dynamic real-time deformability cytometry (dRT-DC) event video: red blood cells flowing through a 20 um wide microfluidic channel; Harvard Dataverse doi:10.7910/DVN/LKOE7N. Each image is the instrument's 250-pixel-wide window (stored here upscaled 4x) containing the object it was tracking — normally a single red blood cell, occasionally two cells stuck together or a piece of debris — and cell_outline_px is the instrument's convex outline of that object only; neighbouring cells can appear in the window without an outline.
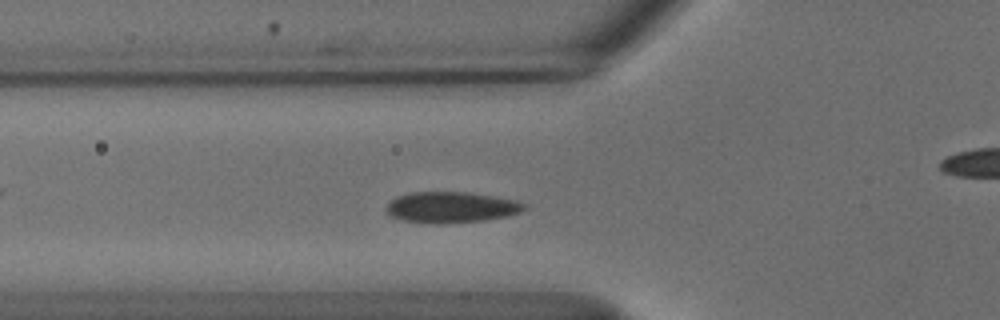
{"species": "common noctule bat (a hibernating species)", "species_latin": "Nyctalus noctula", "temperature_condition": "cold", "stored_images_in_passage": 48, "camera_frame_rate_fps": 3000, "um_per_image_px": 0.085, "animal": {"sex": "male", "body_mass_g": 18.8}, "frame": {"image": 1, "passage_image": 12, "time_ms": 3.667, "image_size_px": [1000, 320], "cell_outline_px": [[524, 208], [520, 212], [508, 216], [484, 220], [440, 224], [436, 224], [404, 220], [392, 216], [384, 208], [396, 196], [408, 192], [468, 192], [516, 200], [524, 204]], "centroid_in_image_um": [38.32, 17.61], "position_along_channel_um": 87.5, "area_um2": 24.74}}
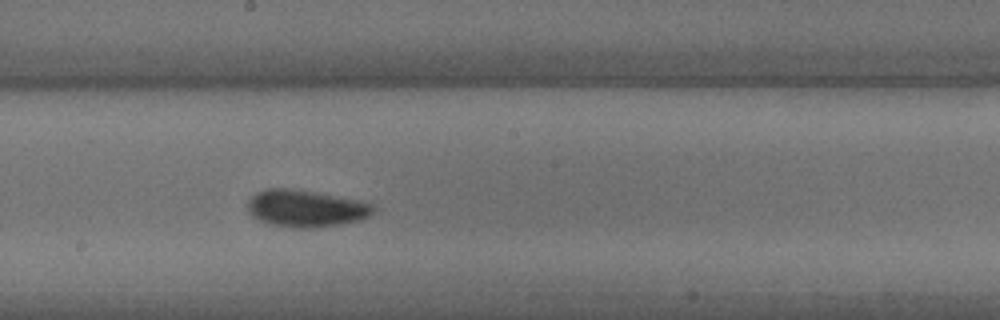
{"frame": {"image": 2, "passage_image": 23, "time_ms": 7.333, "image_size_px": [1000, 320], "cell_outline_px": [[376, 208], [368, 216], [360, 220], [340, 224], [316, 228], [288, 228], [268, 224], [252, 216], [248, 212], [248, 200], [256, 192], [264, 188], [296, 188], [360, 200], [372, 204]], "centroid_in_image_um": [25.97, 17.71], "position_along_channel_um": 222.2, "area_um2": 27.57}}
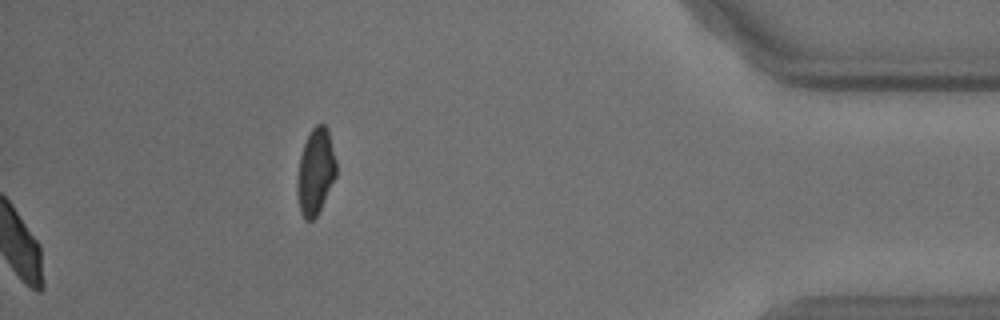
{"frame": {"image": 3, "passage_image": 48, "time_ms": 15.667, "image_size_px": [1000, 320], "cell_outline_px": [[336, 176], [316, 216], [312, 220], [304, 220], [300, 212], [296, 192], [296, 180], [300, 156], [304, 144], [312, 128], [316, 124], [324, 124], [328, 128], [336, 160]], "centroid_in_image_um": [26.8, 14.58], "position_along_channel_um": 408.4, "area_um2": 19.59}, "authors_computed_cell_mechanics": {"area_um2": 24.6806, "velocity_mm_per_s": 3.6638, "shape_relaxation_time_tau1_ms": 3.1185, "shape_relaxation_time_tau2_ms": null, "deformation_change_tau1": 0.0853, "deformation_change_tau2": null}}